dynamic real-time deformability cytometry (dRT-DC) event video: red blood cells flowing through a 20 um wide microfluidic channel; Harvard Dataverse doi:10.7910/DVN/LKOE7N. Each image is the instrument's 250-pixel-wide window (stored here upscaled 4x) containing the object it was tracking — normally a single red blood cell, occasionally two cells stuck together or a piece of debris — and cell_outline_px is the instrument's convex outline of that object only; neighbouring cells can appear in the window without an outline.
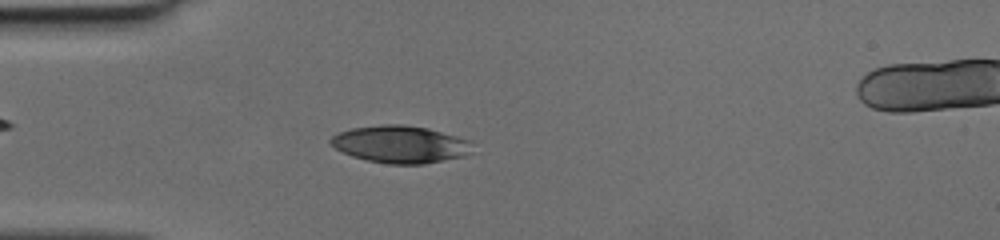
{"species": "human", "species_latin": "Homo sapiens", "temperature_condition": "cold", "stored_images_in_passage": 44, "camera_frame_rate_fps": 3000, "um_per_image_px": 0.085, "donor": {"sex": "female"}, "frame": {"image": 1, "passage_image": 10, "time_ms": 3.0, "image_size_px": [1000, 240], "cell_outline_px": [[472, 152], [464, 156], [424, 164], [388, 164], [368, 160], [352, 156], [336, 148], [328, 140], [332, 136], [340, 132], [352, 128], [384, 124], [404, 124], [428, 128], [472, 140]], "centroid_in_image_um": [34.07, 12.26], "position_along_channel_um": 50.9, "area_um2": 30.87}}
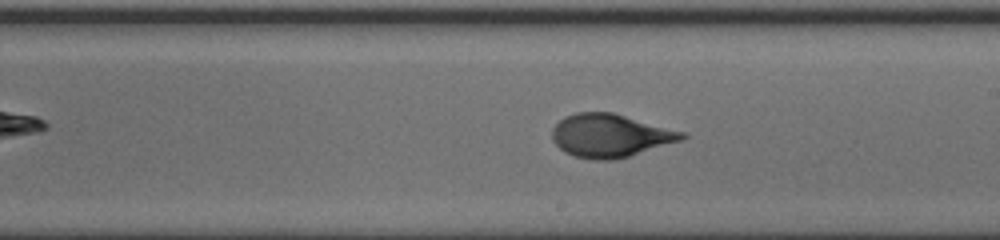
{"frame": {"image": 2, "passage_image": 24, "time_ms": 7.667, "image_size_px": [1000, 240], "cell_outline_px": [[688, 136], [684, 140], [628, 156], [612, 160], [592, 160], [576, 156], [564, 152], [552, 140], [552, 128], [564, 116], [576, 112], [612, 112], [688, 132]], "centroid_in_image_um": [51.91, 11.51], "position_along_channel_um": 237.1, "area_um2": 32.95}}
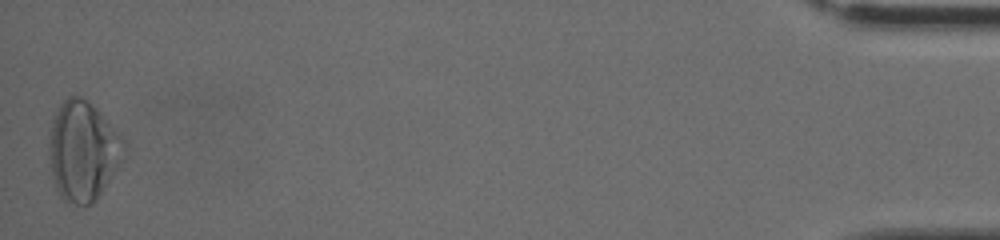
{"frame": {"image": 3, "passage_image": 44, "time_ms": 14.333, "image_size_px": [1000, 240], "cell_outline_px": [[128, 148], [120, 164], [100, 192], [84, 208], [68, 204], [56, 192], [52, 176], [48, 156], [48, 136], [56, 112], [60, 104], [68, 96], [80, 96], [88, 100], [100, 112], [124, 140]], "centroid_in_image_um": [7.02, 12.84], "position_along_channel_um": 428.2, "area_um2": 43.7}}